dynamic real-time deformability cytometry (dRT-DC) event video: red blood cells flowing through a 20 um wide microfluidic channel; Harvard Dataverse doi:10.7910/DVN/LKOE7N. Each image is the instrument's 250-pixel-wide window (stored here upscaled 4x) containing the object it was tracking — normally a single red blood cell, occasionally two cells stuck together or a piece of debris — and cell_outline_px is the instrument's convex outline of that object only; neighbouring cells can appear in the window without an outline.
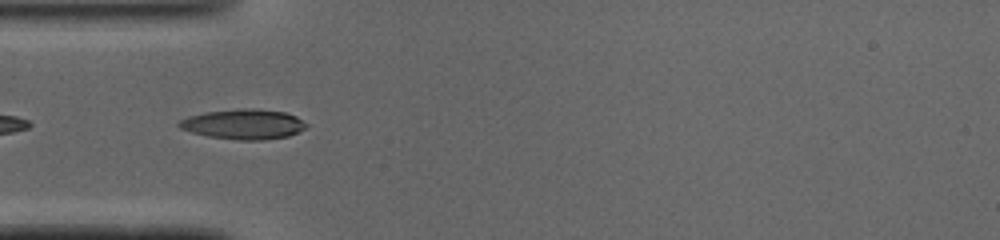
{"species": "common noctule bat (a hibernating species)", "species_latin": "Nyctalus noctula", "temperature_condition": "cold", "stored_images_in_passage": 7, "camera_frame_rate_fps": 3000, "um_per_image_px": 0.085, "animal": {"sex": "male", "body_mass_g": 19.0, "forearm_length_mm": 50.8}, "frame": {"image": 1, "passage_image": 1, "time_ms": 0.0, "image_size_px": [1000, 240], "cell_outline_px": [[308, 124], [304, 128], [288, 136], [264, 140], [240, 140], [208, 136], [192, 132], [180, 128], [176, 124], [180, 120], [188, 116], [204, 112], [240, 108], [252, 108], [284, 112], [296, 116]], "centroid_in_image_um": [20.68, 10.55], "position_along_channel_um": 64.3, "area_um2": 22.2}}